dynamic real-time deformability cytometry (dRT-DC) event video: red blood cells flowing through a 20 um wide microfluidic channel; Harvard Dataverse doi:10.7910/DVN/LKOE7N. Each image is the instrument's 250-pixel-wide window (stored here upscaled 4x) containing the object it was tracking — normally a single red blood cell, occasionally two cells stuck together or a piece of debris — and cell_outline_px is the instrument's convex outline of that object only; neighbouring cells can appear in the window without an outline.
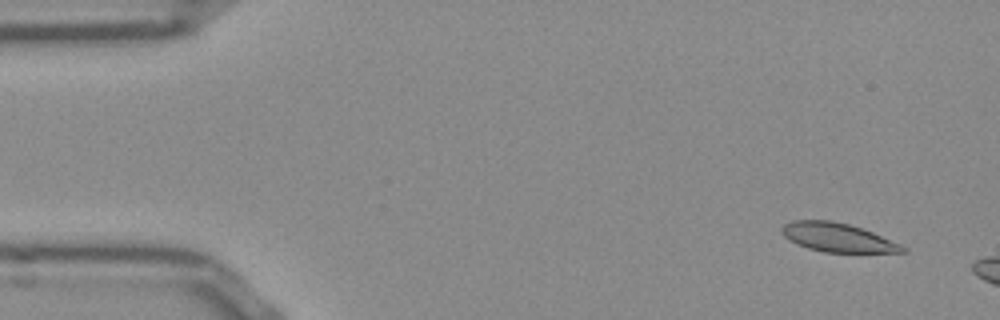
{"species": "Egyptian fruit bat (a non-hibernating species)", "species_latin": "Rousettus aegyptiacus", "temperature_condition": "room temperature", "stored_images_in_passage": 8, "camera_frame_rate_fps": 3000, "um_per_image_px": 0.085, "frame": {"image": 1, "passage_image": 4, "time_ms": 1.0, "image_size_px": [1000, 320], "cell_outline_px": [[908, 252], [824, 252], [808, 248], [796, 244], [784, 236], [780, 232], [780, 228], [784, 224], [792, 220], [832, 220], [848, 224], [872, 232], [900, 244], [908, 248]], "centroid_in_image_um": [71.16, 20.18], "position_along_channel_um": 13.8, "area_um2": 20.23}}